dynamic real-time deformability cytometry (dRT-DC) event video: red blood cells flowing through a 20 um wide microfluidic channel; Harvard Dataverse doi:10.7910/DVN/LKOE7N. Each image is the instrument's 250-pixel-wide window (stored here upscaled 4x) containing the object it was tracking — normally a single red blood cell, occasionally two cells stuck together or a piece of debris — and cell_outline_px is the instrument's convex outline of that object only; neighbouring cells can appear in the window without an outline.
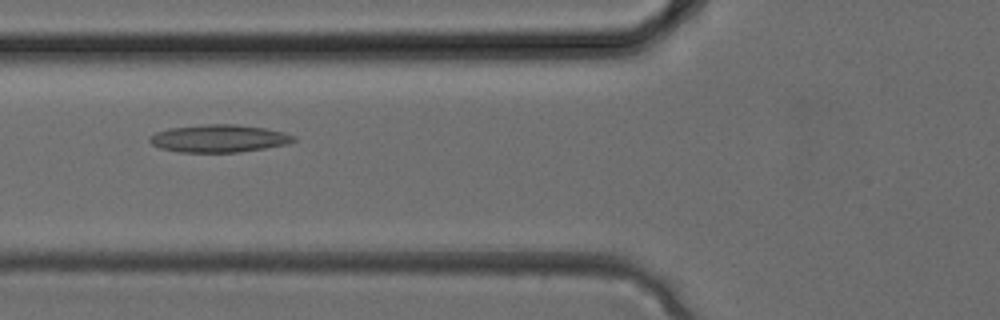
{"species": "common noctule bat (a hibernating species)", "species_latin": "Nyctalus noctula", "temperature_condition": "cold", "stored_images_in_passage": 26, "camera_frame_rate_fps": 3000, "um_per_image_px": 0.085, "animal": {"sex": "female", "body_mass_g": 24.6, "forearm_length_mm": 56.2}, "frame": {"image": 1, "passage_image": 5, "time_ms": 1.333, "image_size_px": [1000, 320], "cell_outline_px": [[296, 140], [288, 144], [240, 152], [176, 152], [160, 148], [152, 144], [148, 140], [148, 136], [156, 132], [168, 128], [204, 124], [236, 124], [264, 128], [284, 132], [296, 136]], "centroid_in_image_um": [18.59, 11.76], "position_along_channel_um": 107.2, "area_um2": 23.35}}
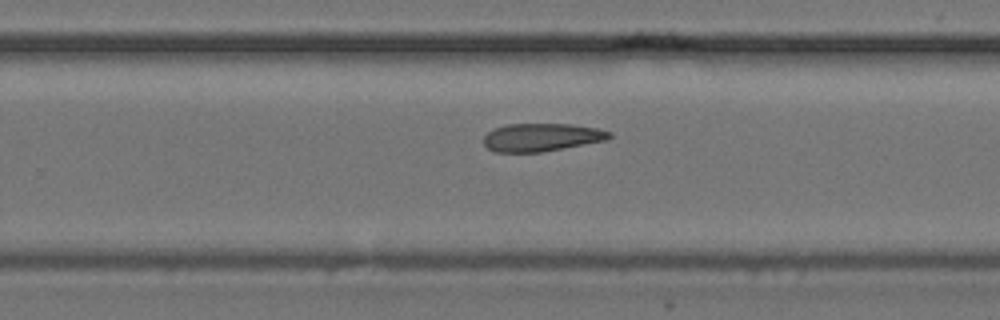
{"frame": {"image": 2, "passage_image": 14, "time_ms": 4.333, "image_size_px": [1000, 320], "cell_outline_px": [[612, 136], [608, 140], [540, 152], [496, 152], [488, 148], [484, 144], [484, 136], [492, 128], [504, 124], [572, 124], [596, 128], [612, 132]], "centroid_in_image_um": [46.03, 11.66], "position_along_channel_um": 283.8, "area_um2": 20.58}}
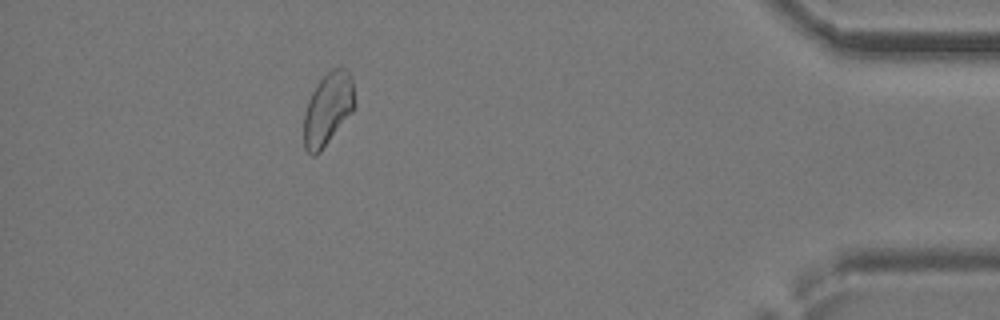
{"frame": {"image": 3, "passage_image": 23, "time_ms": 7.333, "image_size_px": [1000, 320], "cell_outline_px": [[356, 104], [352, 112], [320, 152], [316, 156], [312, 156], [304, 148], [304, 112], [308, 100], [316, 84], [332, 68], [340, 64], [348, 68], [352, 76]], "centroid_in_image_um": [27.89, 9.21], "position_along_channel_um": 407.3, "area_um2": 21.91}}